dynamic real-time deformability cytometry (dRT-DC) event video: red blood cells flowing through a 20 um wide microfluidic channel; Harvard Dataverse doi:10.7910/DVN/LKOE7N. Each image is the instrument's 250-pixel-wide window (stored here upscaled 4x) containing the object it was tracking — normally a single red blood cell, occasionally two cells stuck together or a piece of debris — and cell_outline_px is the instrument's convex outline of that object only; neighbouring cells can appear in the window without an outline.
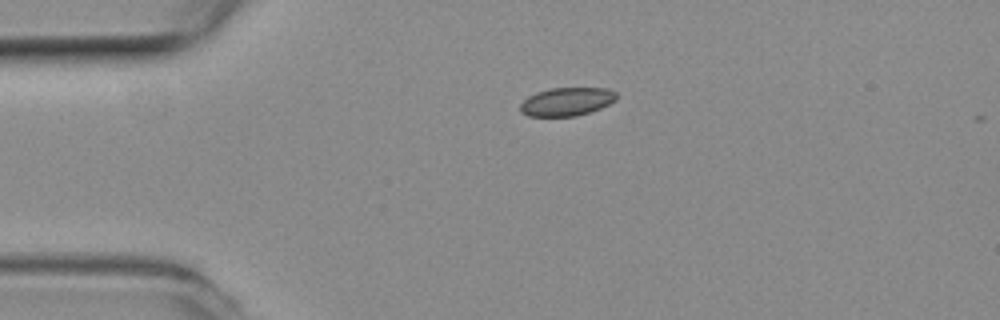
{"species": "common noctule bat (a hibernating species)", "species_latin": "Nyctalus noctula", "temperature_condition": "room temperature", "stored_images_in_passage": 3, "camera_frame_rate_fps": 3000, "um_per_image_px": 0.085, "animal": {"sex": "female", "body_mass_g": 19.3, "forearm_length_mm": 54.1}, "frame": {"image": 1, "passage_image": 1, "time_ms": 0.0, "image_size_px": [1000, 320], "cell_outline_px": [[616, 100], [600, 108], [576, 116], [528, 116], [520, 112], [520, 104], [528, 96], [536, 92], [552, 88], [608, 88], [616, 92]], "centroid_in_image_um": [48.15, 8.63], "position_along_channel_um": 36.8, "area_um2": 15.84}}